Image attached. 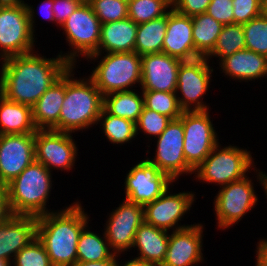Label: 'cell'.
<instances>
[{
    "instance_id": "7a4b0ae2",
    "label": "cell",
    "mask_w": 267,
    "mask_h": 266,
    "mask_svg": "<svg viewBox=\"0 0 267 266\" xmlns=\"http://www.w3.org/2000/svg\"><path fill=\"white\" fill-rule=\"evenodd\" d=\"M81 200L63 209L37 217V238L42 242L53 266L77 263V244L82 230L91 224Z\"/></svg>"
},
{
    "instance_id": "f35d334b",
    "label": "cell",
    "mask_w": 267,
    "mask_h": 266,
    "mask_svg": "<svg viewBox=\"0 0 267 266\" xmlns=\"http://www.w3.org/2000/svg\"><path fill=\"white\" fill-rule=\"evenodd\" d=\"M262 0H232L234 24H245L261 15Z\"/></svg>"
},
{
    "instance_id": "8fae6325",
    "label": "cell",
    "mask_w": 267,
    "mask_h": 266,
    "mask_svg": "<svg viewBox=\"0 0 267 266\" xmlns=\"http://www.w3.org/2000/svg\"><path fill=\"white\" fill-rule=\"evenodd\" d=\"M26 5L0 7V61L35 51L38 41Z\"/></svg>"
},
{
    "instance_id": "d6986e66",
    "label": "cell",
    "mask_w": 267,
    "mask_h": 266,
    "mask_svg": "<svg viewBox=\"0 0 267 266\" xmlns=\"http://www.w3.org/2000/svg\"><path fill=\"white\" fill-rule=\"evenodd\" d=\"M182 60L164 52L141 56V91L175 92Z\"/></svg>"
},
{
    "instance_id": "816d5d0a",
    "label": "cell",
    "mask_w": 267,
    "mask_h": 266,
    "mask_svg": "<svg viewBox=\"0 0 267 266\" xmlns=\"http://www.w3.org/2000/svg\"><path fill=\"white\" fill-rule=\"evenodd\" d=\"M11 264L4 259H0V266H10Z\"/></svg>"
},
{
    "instance_id": "5bb4252c",
    "label": "cell",
    "mask_w": 267,
    "mask_h": 266,
    "mask_svg": "<svg viewBox=\"0 0 267 266\" xmlns=\"http://www.w3.org/2000/svg\"><path fill=\"white\" fill-rule=\"evenodd\" d=\"M73 133L56 130H37L35 133V161L53 170L75 169L78 158V145ZM53 169V170H52ZM59 170V171H58Z\"/></svg>"
},
{
    "instance_id": "30bf717a",
    "label": "cell",
    "mask_w": 267,
    "mask_h": 266,
    "mask_svg": "<svg viewBox=\"0 0 267 266\" xmlns=\"http://www.w3.org/2000/svg\"><path fill=\"white\" fill-rule=\"evenodd\" d=\"M210 110L183 111L179 117L184 127V156L187 164L194 170L220 142L218 131L211 120Z\"/></svg>"
},
{
    "instance_id": "bcb514c9",
    "label": "cell",
    "mask_w": 267,
    "mask_h": 266,
    "mask_svg": "<svg viewBox=\"0 0 267 266\" xmlns=\"http://www.w3.org/2000/svg\"><path fill=\"white\" fill-rule=\"evenodd\" d=\"M253 173L256 175V181L259 183V186L262 187L264 191L265 198H267V173L259 168L255 167Z\"/></svg>"
},
{
    "instance_id": "e575fe53",
    "label": "cell",
    "mask_w": 267,
    "mask_h": 266,
    "mask_svg": "<svg viewBox=\"0 0 267 266\" xmlns=\"http://www.w3.org/2000/svg\"><path fill=\"white\" fill-rule=\"evenodd\" d=\"M246 49L267 56V17L260 15L243 24Z\"/></svg>"
},
{
    "instance_id": "b9f144b4",
    "label": "cell",
    "mask_w": 267,
    "mask_h": 266,
    "mask_svg": "<svg viewBox=\"0 0 267 266\" xmlns=\"http://www.w3.org/2000/svg\"><path fill=\"white\" fill-rule=\"evenodd\" d=\"M211 0H174L172 8L186 16L206 13Z\"/></svg>"
},
{
    "instance_id": "8d00e7d4",
    "label": "cell",
    "mask_w": 267,
    "mask_h": 266,
    "mask_svg": "<svg viewBox=\"0 0 267 266\" xmlns=\"http://www.w3.org/2000/svg\"><path fill=\"white\" fill-rule=\"evenodd\" d=\"M11 266H53L42 242L36 237L20 252H18Z\"/></svg>"
},
{
    "instance_id": "60d3db41",
    "label": "cell",
    "mask_w": 267,
    "mask_h": 266,
    "mask_svg": "<svg viewBox=\"0 0 267 266\" xmlns=\"http://www.w3.org/2000/svg\"><path fill=\"white\" fill-rule=\"evenodd\" d=\"M41 4H38L39 7H34L33 5H31L30 3H25L26 5V9L28 12V17H29V22H30V26L31 29L33 31V33H36V14L40 15L41 13V17H43V19H45L46 21L48 20V22H51L53 24H55V17H54V13H53V0H43L42 2L40 1ZM35 8H37L36 10L39 9V12L35 10ZM38 12V13H36Z\"/></svg>"
},
{
    "instance_id": "7dc6e473",
    "label": "cell",
    "mask_w": 267,
    "mask_h": 266,
    "mask_svg": "<svg viewBox=\"0 0 267 266\" xmlns=\"http://www.w3.org/2000/svg\"><path fill=\"white\" fill-rule=\"evenodd\" d=\"M120 259H121V255L118 256V261H117L116 266H157L149 262L138 260L134 258L133 256L128 261H125V262L124 261L119 262Z\"/></svg>"
},
{
    "instance_id": "3957f363",
    "label": "cell",
    "mask_w": 267,
    "mask_h": 266,
    "mask_svg": "<svg viewBox=\"0 0 267 266\" xmlns=\"http://www.w3.org/2000/svg\"><path fill=\"white\" fill-rule=\"evenodd\" d=\"M75 69L71 65L65 72V98L59 122L52 130L82 133L93 129L101 114L103 95L89 76L75 77Z\"/></svg>"
},
{
    "instance_id": "9a60e30c",
    "label": "cell",
    "mask_w": 267,
    "mask_h": 266,
    "mask_svg": "<svg viewBox=\"0 0 267 266\" xmlns=\"http://www.w3.org/2000/svg\"><path fill=\"white\" fill-rule=\"evenodd\" d=\"M126 173L124 199L143 207L160 197L171 184H177L166 173L144 158Z\"/></svg>"
},
{
    "instance_id": "cb8c5ba5",
    "label": "cell",
    "mask_w": 267,
    "mask_h": 266,
    "mask_svg": "<svg viewBox=\"0 0 267 266\" xmlns=\"http://www.w3.org/2000/svg\"><path fill=\"white\" fill-rule=\"evenodd\" d=\"M64 98L65 73L32 106V118L37 130H50L58 124Z\"/></svg>"
},
{
    "instance_id": "e0dca14e",
    "label": "cell",
    "mask_w": 267,
    "mask_h": 266,
    "mask_svg": "<svg viewBox=\"0 0 267 266\" xmlns=\"http://www.w3.org/2000/svg\"><path fill=\"white\" fill-rule=\"evenodd\" d=\"M35 161V133L0 135V188Z\"/></svg>"
},
{
    "instance_id": "ab89813d",
    "label": "cell",
    "mask_w": 267,
    "mask_h": 266,
    "mask_svg": "<svg viewBox=\"0 0 267 266\" xmlns=\"http://www.w3.org/2000/svg\"><path fill=\"white\" fill-rule=\"evenodd\" d=\"M206 13L223 25L234 24L232 0H211Z\"/></svg>"
},
{
    "instance_id": "c3c4849f",
    "label": "cell",
    "mask_w": 267,
    "mask_h": 266,
    "mask_svg": "<svg viewBox=\"0 0 267 266\" xmlns=\"http://www.w3.org/2000/svg\"><path fill=\"white\" fill-rule=\"evenodd\" d=\"M118 260H105L99 262H77L73 266H116Z\"/></svg>"
},
{
    "instance_id": "603a6c76",
    "label": "cell",
    "mask_w": 267,
    "mask_h": 266,
    "mask_svg": "<svg viewBox=\"0 0 267 266\" xmlns=\"http://www.w3.org/2000/svg\"><path fill=\"white\" fill-rule=\"evenodd\" d=\"M170 232L143 222L135 233L134 258L160 266L165 259ZM139 251V252H138Z\"/></svg>"
},
{
    "instance_id": "8992f818",
    "label": "cell",
    "mask_w": 267,
    "mask_h": 266,
    "mask_svg": "<svg viewBox=\"0 0 267 266\" xmlns=\"http://www.w3.org/2000/svg\"><path fill=\"white\" fill-rule=\"evenodd\" d=\"M251 151L238 145L222 146L220 142L205 160L194 169L195 181L224 186L240 180L256 167Z\"/></svg>"
},
{
    "instance_id": "484cf974",
    "label": "cell",
    "mask_w": 267,
    "mask_h": 266,
    "mask_svg": "<svg viewBox=\"0 0 267 266\" xmlns=\"http://www.w3.org/2000/svg\"><path fill=\"white\" fill-rule=\"evenodd\" d=\"M32 107L13 102L0 94V135L36 133Z\"/></svg>"
},
{
    "instance_id": "d4e9b609",
    "label": "cell",
    "mask_w": 267,
    "mask_h": 266,
    "mask_svg": "<svg viewBox=\"0 0 267 266\" xmlns=\"http://www.w3.org/2000/svg\"><path fill=\"white\" fill-rule=\"evenodd\" d=\"M138 24L130 18L101 24L100 43L95 53L133 52Z\"/></svg>"
},
{
    "instance_id": "2e32d148",
    "label": "cell",
    "mask_w": 267,
    "mask_h": 266,
    "mask_svg": "<svg viewBox=\"0 0 267 266\" xmlns=\"http://www.w3.org/2000/svg\"><path fill=\"white\" fill-rule=\"evenodd\" d=\"M119 207L107 213L104 223V233L111 251L120 256L130 252L135 238V233L144 222V207L138 203L122 199ZM130 249V250H129Z\"/></svg>"
},
{
    "instance_id": "9c48e42d",
    "label": "cell",
    "mask_w": 267,
    "mask_h": 266,
    "mask_svg": "<svg viewBox=\"0 0 267 266\" xmlns=\"http://www.w3.org/2000/svg\"><path fill=\"white\" fill-rule=\"evenodd\" d=\"M210 62L206 57L181 62L175 93L183 111L211 110L203 99L214 81L211 78L215 68L209 65Z\"/></svg>"
},
{
    "instance_id": "74e56055",
    "label": "cell",
    "mask_w": 267,
    "mask_h": 266,
    "mask_svg": "<svg viewBox=\"0 0 267 266\" xmlns=\"http://www.w3.org/2000/svg\"><path fill=\"white\" fill-rule=\"evenodd\" d=\"M90 5L101 24L128 18V1L92 0Z\"/></svg>"
},
{
    "instance_id": "6da1fadb",
    "label": "cell",
    "mask_w": 267,
    "mask_h": 266,
    "mask_svg": "<svg viewBox=\"0 0 267 266\" xmlns=\"http://www.w3.org/2000/svg\"><path fill=\"white\" fill-rule=\"evenodd\" d=\"M36 50L0 61V94L8 100L32 107L71 66L58 53L47 58Z\"/></svg>"
},
{
    "instance_id": "ffe728a7",
    "label": "cell",
    "mask_w": 267,
    "mask_h": 266,
    "mask_svg": "<svg viewBox=\"0 0 267 266\" xmlns=\"http://www.w3.org/2000/svg\"><path fill=\"white\" fill-rule=\"evenodd\" d=\"M192 29V17L180 14L171 8L168 11L162 52L182 61L200 58L201 56L195 50Z\"/></svg>"
},
{
    "instance_id": "7c38bea8",
    "label": "cell",
    "mask_w": 267,
    "mask_h": 266,
    "mask_svg": "<svg viewBox=\"0 0 267 266\" xmlns=\"http://www.w3.org/2000/svg\"><path fill=\"white\" fill-rule=\"evenodd\" d=\"M155 139V156H146L148 161L174 182L179 181L184 174L193 175L194 170L187 164L184 156V127L180 118L172 119L162 134Z\"/></svg>"
},
{
    "instance_id": "4dcf8cb0",
    "label": "cell",
    "mask_w": 267,
    "mask_h": 266,
    "mask_svg": "<svg viewBox=\"0 0 267 266\" xmlns=\"http://www.w3.org/2000/svg\"><path fill=\"white\" fill-rule=\"evenodd\" d=\"M97 125L106 137V141L111 144L123 146V144L132 143L133 140L138 139L136 133V123L133 121L109 114L102 108L101 114L98 118Z\"/></svg>"
},
{
    "instance_id": "7bdbcfd3",
    "label": "cell",
    "mask_w": 267,
    "mask_h": 266,
    "mask_svg": "<svg viewBox=\"0 0 267 266\" xmlns=\"http://www.w3.org/2000/svg\"><path fill=\"white\" fill-rule=\"evenodd\" d=\"M81 5L78 0H53L55 25L60 28L66 19Z\"/></svg>"
},
{
    "instance_id": "f5cc1de1",
    "label": "cell",
    "mask_w": 267,
    "mask_h": 266,
    "mask_svg": "<svg viewBox=\"0 0 267 266\" xmlns=\"http://www.w3.org/2000/svg\"><path fill=\"white\" fill-rule=\"evenodd\" d=\"M81 4H90L92 0H78Z\"/></svg>"
},
{
    "instance_id": "83f0119b",
    "label": "cell",
    "mask_w": 267,
    "mask_h": 266,
    "mask_svg": "<svg viewBox=\"0 0 267 266\" xmlns=\"http://www.w3.org/2000/svg\"><path fill=\"white\" fill-rule=\"evenodd\" d=\"M138 90L114 92L103 96V108L109 114L136 123L144 107L142 91L139 92Z\"/></svg>"
},
{
    "instance_id": "ee69618b",
    "label": "cell",
    "mask_w": 267,
    "mask_h": 266,
    "mask_svg": "<svg viewBox=\"0 0 267 266\" xmlns=\"http://www.w3.org/2000/svg\"><path fill=\"white\" fill-rule=\"evenodd\" d=\"M13 215L8 195L4 188H0V225L7 222Z\"/></svg>"
},
{
    "instance_id": "ac0fdd59",
    "label": "cell",
    "mask_w": 267,
    "mask_h": 266,
    "mask_svg": "<svg viewBox=\"0 0 267 266\" xmlns=\"http://www.w3.org/2000/svg\"><path fill=\"white\" fill-rule=\"evenodd\" d=\"M193 223L192 226L170 231L167 252L160 266H199L204 263L203 248L204 225Z\"/></svg>"
},
{
    "instance_id": "4fadbf2b",
    "label": "cell",
    "mask_w": 267,
    "mask_h": 266,
    "mask_svg": "<svg viewBox=\"0 0 267 266\" xmlns=\"http://www.w3.org/2000/svg\"><path fill=\"white\" fill-rule=\"evenodd\" d=\"M174 184L153 202L144 206V222L166 231L180 230L190 225L183 224L184 216L190 213L196 202V192L182 191L173 193Z\"/></svg>"
},
{
    "instance_id": "db71d44e",
    "label": "cell",
    "mask_w": 267,
    "mask_h": 266,
    "mask_svg": "<svg viewBox=\"0 0 267 266\" xmlns=\"http://www.w3.org/2000/svg\"><path fill=\"white\" fill-rule=\"evenodd\" d=\"M171 6L173 5L174 0H166Z\"/></svg>"
},
{
    "instance_id": "277c9868",
    "label": "cell",
    "mask_w": 267,
    "mask_h": 266,
    "mask_svg": "<svg viewBox=\"0 0 267 266\" xmlns=\"http://www.w3.org/2000/svg\"><path fill=\"white\" fill-rule=\"evenodd\" d=\"M52 175L45 165L34 161L3 187L14 215L39 217L56 211L47 208L54 189Z\"/></svg>"
},
{
    "instance_id": "f907efd6",
    "label": "cell",
    "mask_w": 267,
    "mask_h": 266,
    "mask_svg": "<svg viewBox=\"0 0 267 266\" xmlns=\"http://www.w3.org/2000/svg\"><path fill=\"white\" fill-rule=\"evenodd\" d=\"M261 15H263L264 17H267V0H262Z\"/></svg>"
},
{
    "instance_id": "f6af8a7d",
    "label": "cell",
    "mask_w": 267,
    "mask_h": 266,
    "mask_svg": "<svg viewBox=\"0 0 267 266\" xmlns=\"http://www.w3.org/2000/svg\"><path fill=\"white\" fill-rule=\"evenodd\" d=\"M267 238V237H266ZM261 238L256 244V261L254 266H267V239Z\"/></svg>"
},
{
    "instance_id": "d6a6232c",
    "label": "cell",
    "mask_w": 267,
    "mask_h": 266,
    "mask_svg": "<svg viewBox=\"0 0 267 266\" xmlns=\"http://www.w3.org/2000/svg\"><path fill=\"white\" fill-rule=\"evenodd\" d=\"M171 8L166 0H128V18L139 25L162 17Z\"/></svg>"
},
{
    "instance_id": "7402d4cb",
    "label": "cell",
    "mask_w": 267,
    "mask_h": 266,
    "mask_svg": "<svg viewBox=\"0 0 267 266\" xmlns=\"http://www.w3.org/2000/svg\"><path fill=\"white\" fill-rule=\"evenodd\" d=\"M220 73L225 78L238 82H255V80L267 79V56L257 54L254 51L243 49L235 52L219 62ZM259 79V80H258Z\"/></svg>"
},
{
    "instance_id": "1f68e13d",
    "label": "cell",
    "mask_w": 267,
    "mask_h": 266,
    "mask_svg": "<svg viewBox=\"0 0 267 266\" xmlns=\"http://www.w3.org/2000/svg\"><path fill=\"white\" fill-rule=\"evenodd\" d=\"M243 49H246L243 25L228 24L223 26L213 51L206 58L209 61L218 58L219 63L223 58Z\"/></svg>"
},
{
    "instance_id": "f546056e",
    "label": "cell",
    "mask_w": 267,
    "mask_h": 266,
    "mask_svg": "<svg viewBox=\"0 0 267 266\" xmlns=\"http://www.w3.org/2000/svg\"><path fill=\"white\" fill-rule=\"evenodd\" d=\"M192 38L196 52L207 57L214 49L223 24L207 13L192 16Z\"/></svg>"
},
{
    "instance_id": "44dd1931",
    "label": "cell",
    "mask_w": 267,
    "mask_h": 266,
    "mask_svg": "<svg viewBox=\"0 0 267 266\" xmlns=\"http://www.w3.org/2000/svg\"><path fill=\"white\" fill-rule=\"evenodd\" d=\"M37 237V217L13 215L0 225V259L10 264L14 256Z\"/></svg>"
},
{
    "instance_id": "d590c367",
    "label": "cell",
    "mask_w": 267,
    "mask_h": 266,
    "mask_svg": "<svg viewBox=\"0 0 267 266\" xmlns=\"http://www.w3.org/2000/svg\"><path fill=\"white\" fill-rule=\"evenodd\" d=\"M170 121L171 119L168 116L161 115L154 110L143 107L139 119L136 122L137 136L144 133L143 135L145 138H150L147 142L148 144L150 140H155V138L162 134Z\"/></svg>"
},
{
    "instance_id": "4316f807",
    "label": "cell",
    "mask_w": 267,
    "mask_h": 266,
    "mask_svg": "<svg viewBox=\"0 0 267 266\" xmlns=\"http://www.w3.org/2000/svg\"><path fill=\"white\" fill-rule=\"evenodd\" d=\"M89 224L82 230L77 244V262H99L105 260H118L106 239L102 230V235L90 231Z\"/></svg>"
},
{
    "instance_id": "836d02e7",
    "label": "cell",
    "mask_w": 267,
    "mask_h": 266,
    "mask_svg": "<svg viewBox=\"0 0 267 266\" xmlns=\"http://www.w3.org/2000/svg\"><path fill=\"white\" fill-rule=\"evenodd\" d=\"M142 94L144 107L149 110L168 116L171 120L179 118L183 113L175 92L142 91Z\"/></svg>"
},
{
    "instance_id": "5b68a950",
    "label": "cell",
    "mask_w": 267,
    "mask_h": 266,
    "mask_svg": "<svg viewBox=\"0 0 267 266\" xmlns=\"http://www.w3.org/2000/svg\"><path fill=\"white\" fill-rule=\"evenodd\" d=\"M86 60L91 64L100 60L96 62L97 65L93 67L88 76L103 96L114 92L134 90L141 86V56L135 51L94 53Z\"/></svg>"
},
{
    "instance_id": "ba28073f",
    "label": "cell",
    "mask_w": 267,
    "mask_h": 266,
    "mask_svg": "<svg viewBox=\"0 0 267 266\" xmlns=\"http://www.w3.org/2000/svg\"><path fill=\"white\" fill-rule=\"evenodd\" d=\"M254 182L247 175L218 189L214 196L213 213L216 216V229L225 231L242 220L246 214L253 211L259 202Z\"/></svg>"
},
{
    "instance_id": "52a82bcc",
    "label": "cell",
    "mask_w": 267,
    "mask_h": 266,
    "mask_svg": "<svg viewBox=\"0 0 267 266\" xmlns=\"http://www.w3.org/2000/svg\"><path fill=\"white\" fill-rule=\"evenodd\" d=\"M69 50L58 53L70 65H77L84 58L94 54L99 47L101 22L90 4H81L61 25ZM69 43V44H68ZM78 58V59H77ZM79 61V62H78Z\"/></svg>"
},
{
    "instance_id": "f1b7e54d",
    "label": "cell",
    "mask_w": 267,
    "mask_h": 266,
    "mask_svg": "<svg viewBox=\"0 0 267 266\" xmlns=\"http://www.w3.org/2000/svg\"><path fill=\"white\" fill-rule=\"evenodd\" d=\"M168 12L160 18L138 25L134 51L140 55L162 52Z\"/></svg>"
},
{
    "instance_id": "681fc988",
    "label": "cell",
    "mask_w": 267,
    "mask_h": 266,
    "mask_svg": "<svg viewBox=\"0 0 267 266\" xmlns=\"http://www.w3.org/2000/svg\"><path fill=\"white\" fill-rule=\"evenodd\" d=\"M25 3L24 0H0V7H16Z\"/></svg>"
}]
</instances>
